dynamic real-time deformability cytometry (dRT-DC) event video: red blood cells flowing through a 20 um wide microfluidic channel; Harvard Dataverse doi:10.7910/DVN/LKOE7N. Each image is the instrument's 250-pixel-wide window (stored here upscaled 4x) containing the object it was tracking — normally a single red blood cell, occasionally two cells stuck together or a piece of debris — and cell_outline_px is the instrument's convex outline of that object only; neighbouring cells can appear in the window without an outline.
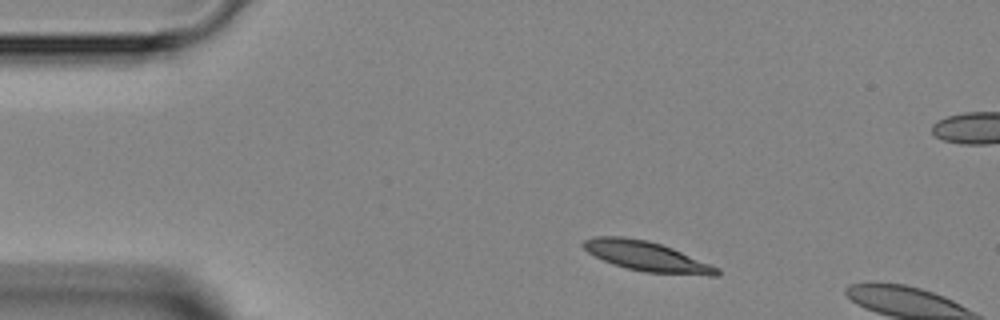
{"species": "Egyptian fruit bat (a non-hibernating species)", "species_latin": "Rousettus aegyptiacus", "temperature_condition": "room temperature", "stored_images_in_passage": 2, "camera_frame_rate_fps": 3000, "um_per_image_px": 0.085, "animal": {"sex": "female"}, "frame": {"image": 1, "passage_image": 1, "time_ms": 0.0, "image_size_px": [1000, 320], "cell_outline_px": [[720, 272], [716, 276], [708, 276], [644, 272], [628, 268], [604, 260], [588, 252], [580, 244], [584, 240], [596, 236], [624, 236], [648, 240], [672, 248], [720, 268]], "centroid_in_image_um": [54.99, 21.78], "position_along_channel_um": 30.0, "area_um2": 23.06}}